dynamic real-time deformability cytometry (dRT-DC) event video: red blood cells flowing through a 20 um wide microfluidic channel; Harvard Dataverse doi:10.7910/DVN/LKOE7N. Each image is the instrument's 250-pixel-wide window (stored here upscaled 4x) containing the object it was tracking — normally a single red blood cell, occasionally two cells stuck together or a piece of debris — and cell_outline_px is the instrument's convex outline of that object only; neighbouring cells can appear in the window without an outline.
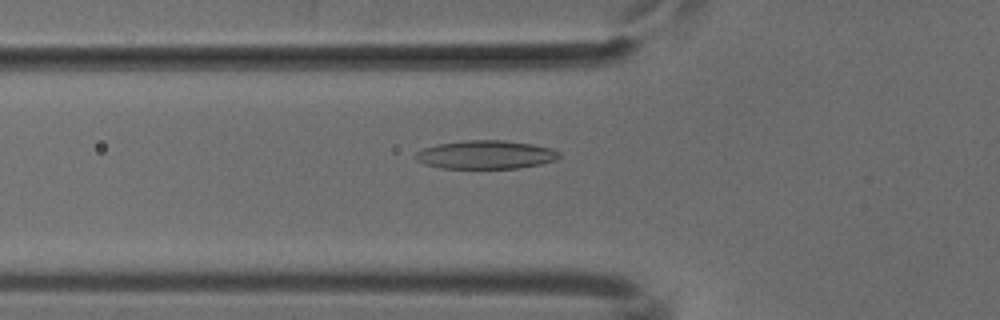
{"species": "common noctule bat (a hibernating species)", "species_latin": "Nyctalus noctula", "temperature_condition": "cold", "stored_images_in_passage": 52, "camera_frame_rate_fps": 3000, "um_per_image_px": 0.085, "animal": {"sex": "male", "body_mass_g": 18.8}, "frame": {"image": 1, "passage_image": 18, "time_ms": 5.667, "image_size_px": [1000, 320], "cell_outline_px": [[560, 156], [556, 160], [540, 164], [520, 168], [440, 168], [424, 164], [416, 160], [412, 156], [416, 152], [424, 148], [436, 144], [464, 140], [504, 140], [532, 144], [552, 148], [560, 152]], "centroid_in_image_um": [41.27, 13.14], "position_along_channel_um": 84.5, "area_um2": 24.04}}
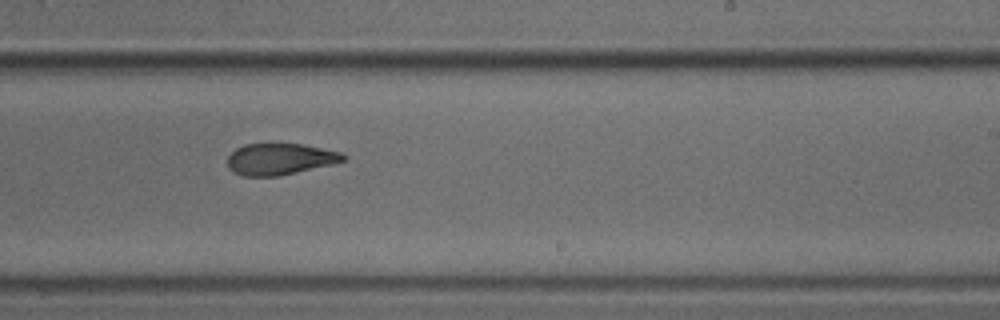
{"frame": {"image": 2, "passage_image": 32, "time_ms": 10.333, "image_size_px": [1000, 320], "cell_outline_px": [[348, 156], [344, 160], [280, 176], [244, 176], [232, 172], [228, 168], [228, 156], [236, 148], [244, 144], [304, 144], [340, 152]], "centroid_in_image_um": [23.74, 13.52], "position_along_channel_um": 265.3, "area_um2": 20.98}}
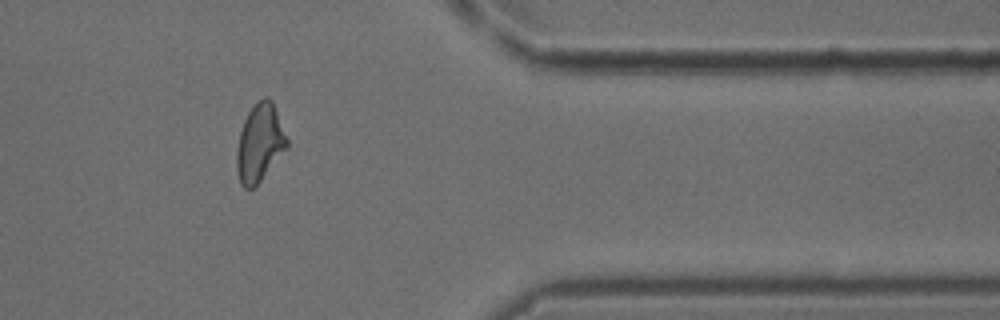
{"frame": {"image": 3, "passage_image": 43, "time_ms": 14.0, "image_size_px": [1000, 320], "cell_outline_px": [[288, 148], [260, 180], [252, 188], [244, 188], [240, 184], [236, 172], [236, 152], [240, 132], [244, 120], [248, 112], [264, 96], [268, 96], [272, 100], [288, 140]], "centroid_in_image_um": [22.07, 12.16], "position_along_channel_um": 389.3, "area_um2": 22.6}}